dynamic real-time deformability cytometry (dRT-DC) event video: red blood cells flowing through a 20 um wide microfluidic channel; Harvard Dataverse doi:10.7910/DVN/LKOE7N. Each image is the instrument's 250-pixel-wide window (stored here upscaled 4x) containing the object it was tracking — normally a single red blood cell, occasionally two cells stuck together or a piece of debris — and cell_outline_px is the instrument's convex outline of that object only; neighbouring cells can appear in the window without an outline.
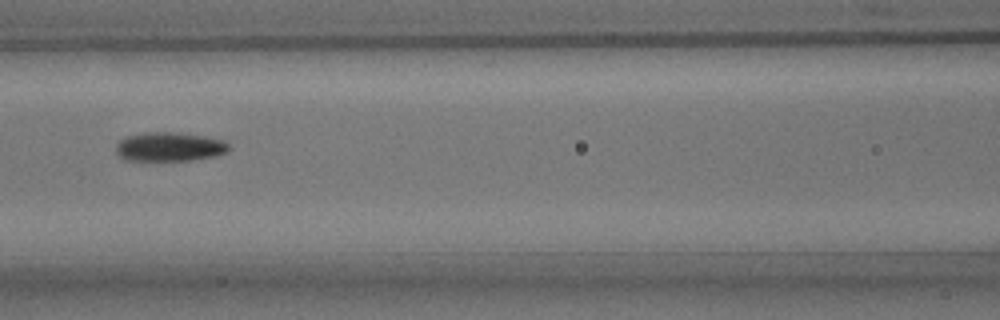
{"species": "common noctule bat (a hibernating species)", "species_latin": "Nyctalus noctula", "temperature_condition": "room temperature", "stored_images_in_passage": 10, "camera_frame_rate_fps": 3000, "um_per_image_px": 0.085, "animal": {"sex": "male", "body_mass_g": 15.6}, "frame": {"image": 1, "passage_image": 7, "time_ms": 7.0, "image_size_px": [1000, 320], "cell_outline_px": [[232, 148], [228, 152], [216, 156], [192, 160], [124, 160], [116, 152], [116, 144], [120, 140], [128, 136], [148, 132], [172, 132], [204, 136], [224, 140]], "centroid_in_image_um": [14.44, 12.48], "position_along_channel_um": 152.2, "area_um2": 19.13}}
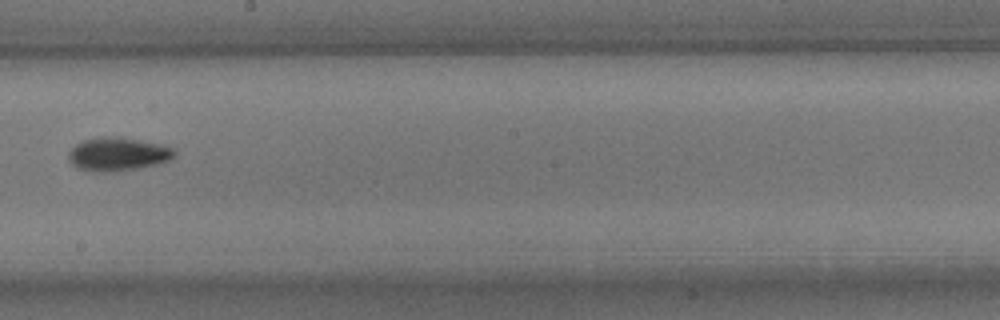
{"frame": {"image": 2, "passage_image": 9, "time_ms": 9.333, "image_size_px": [1000, 320], "cell_outline_px": [[176, 156], [168, 160], [136, 168], [76, 168], [68, 160], [68, 152], [76, 144], [84, 140], [108, 136], [112, 136], [160, 144], [172, 148], [176, 152]], "centroid_in_image_um": [10.02, 13.04], "position_along_channel_um": 238.2, "area_um2": 19.19}}